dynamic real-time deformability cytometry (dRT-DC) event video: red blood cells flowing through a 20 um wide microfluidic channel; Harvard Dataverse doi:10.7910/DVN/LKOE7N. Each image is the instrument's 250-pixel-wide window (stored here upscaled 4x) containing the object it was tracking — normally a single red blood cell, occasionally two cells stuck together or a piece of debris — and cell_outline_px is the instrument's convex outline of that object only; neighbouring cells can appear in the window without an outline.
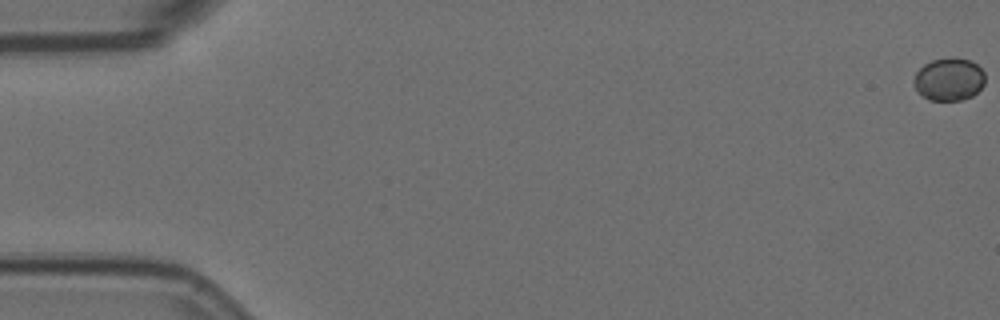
{"species": "Egyptian fruit bat (a non-hibernating species)", "species_latin": "Rousettus aegyptiacus", "temperature_condition": "room temperature", "stored_images_in_passage": 6, "camera_frame_rate_fps": 3000, "um_per_image_px": 0.085, "animal": {"sex": "female"}, "frame": {"image": 1, "passage_image": 1, "time_ms": 0.0, "image_size_px": [1000, 320], "cell_outline_px": [[984, 84], [972, 96], [960, 100], [928, 100], [916, 88], [912, 80], [916, 72], [924, 64], [932, 60], [952, 56], [972, 60], [984, 72]], "centroid_in_image_um": [80.66, 6.71], "position_along_channel_um": 4.3, "area_um2": 17.8}}
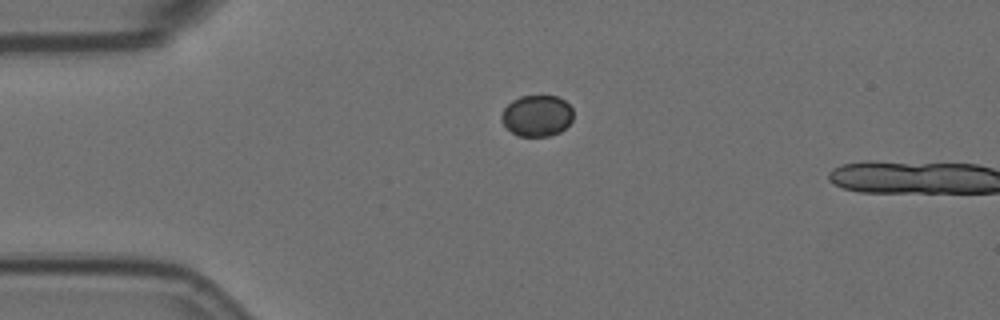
{"frame": {"image": 2, "passage_image": 5, "time_ms": 1.333, "image_size_px": [1000, 320], "cell_outline_px": [[572, 120], [560, 132], [548, 136], [516, 136], [500, 120], [500, 116], [504, 108], [512, 100], [520, 96], [556, 96], [564, 100], [572, 108]], "centroid_in_image_um": [45.62, 9.84], "position_along_channel_um": 39.4, "area_um2": 17.22}}